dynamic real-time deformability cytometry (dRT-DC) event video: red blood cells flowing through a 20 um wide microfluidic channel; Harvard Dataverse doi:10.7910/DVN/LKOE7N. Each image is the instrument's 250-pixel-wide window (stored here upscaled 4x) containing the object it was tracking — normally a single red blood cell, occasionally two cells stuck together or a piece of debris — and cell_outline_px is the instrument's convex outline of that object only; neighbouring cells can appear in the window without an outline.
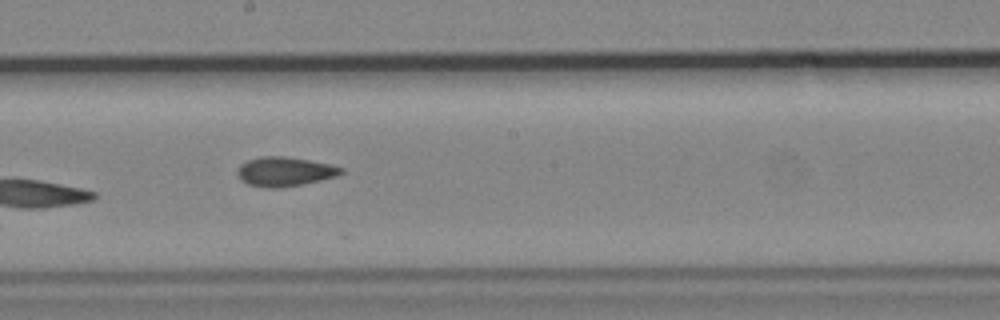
{"species": "common noctule bat (a hibernating species)", "species_latin": "Nyctalus noctula", "temperature_condition": "cold", "stored_images_in_passage": 13, "camera_frame_rate_fps": 3000, "um_per_image_px": 0.085, "animal": {"sex": "male", "body_mass_g": 19.2, "forearm_length_mm": 51.8}, "frame": {"image": 1, "passage_image": 8, "time_ms": 2.333, "image_size_px": [1000, 320], "cell_outline_px": [[344, 172], [336, 176], [320, 180], [280, 188], [268, 188], [248, 184], [240, 180], [236, 172], [240, 164], [248, 160], [260, 156], [284, 156], [308, 160], [328, 164], [344, 168]], "centroid_in_image_um": [24.16, 14.58], "position_along_channel_um": 224.0, "area_um2": 17.63}}
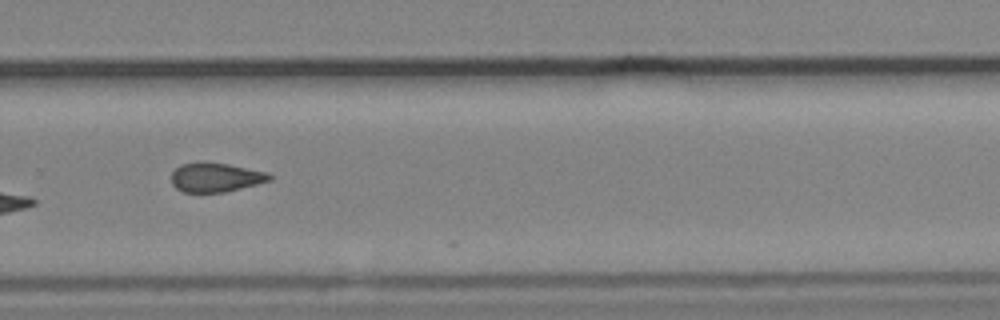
{"frame": {"image": 2, "passage_image": 10, "time_ms": 3.0, "image_size_px": [1000, 320], "cell_outline_px": [[272, 180], [224, 192], [184, 192], [176, 188], [172, 184], [172, 172], [180, 164], [196, 160], [204, 160], [228, 164], [268, 172], [272, 176]], "centroid_in_image_um": [18.3, 15.04], "position_along_channel_um": 311.5, "area_um2": 16.99}}
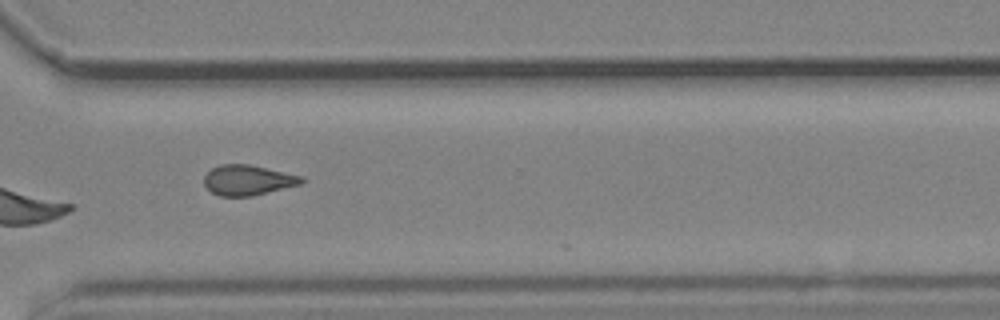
{"frame": {"image": 3, "passage_image": 11, "time_ms": 3.333, "image_size_px": [1000, 320], "cell_outline_px": [[304, 180], [300, 184], [252, 196], [220, 196], [212, 192], [204, 184], [204, 176], [212, 168], [220, 164], [248, 164], [304, 176]], "centroid_in_image_um": [21.06, 15.3], "position_along_channel_um": 349.5, "area_um2": 17.05}}